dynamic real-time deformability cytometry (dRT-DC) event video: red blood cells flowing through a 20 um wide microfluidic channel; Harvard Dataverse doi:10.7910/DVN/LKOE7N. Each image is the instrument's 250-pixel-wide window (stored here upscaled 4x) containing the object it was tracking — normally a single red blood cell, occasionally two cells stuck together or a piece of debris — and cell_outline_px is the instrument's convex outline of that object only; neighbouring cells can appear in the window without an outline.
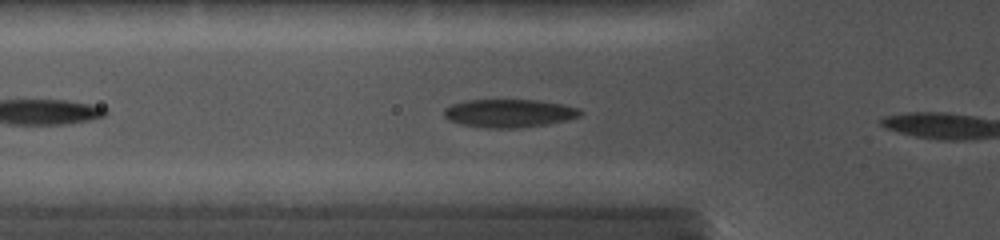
{"species": "common noctule bat (a hibernating species)", "species_latin": "Nyctalus noctula", "temperature_condition": "cold", "stored_images_in_passage": 7, "camera_frame_rate_fps": 5000, "um_per_image_px": 0.085, "animal": {"sex": "female", "body_mass_g": 19.0, "forearm_length_mm": 56.7}, "frame": {"image": 1, "passage_image": 5, "time_ms": 1.2, "image_size_px": [1000, 240], "cell_outline_px": [[584, 112], [580, 116], [548, 124], [520, 128], [484, 128], [464, 124], [448, 120], [444, 116], [444, 108], [452, 104], [468, 100], [540, 100], [564, 104], [580, 108]], "centroid_in_image_um": [43.31, 9.62], "position_along_channel_um": 82.5, "area_um2": 22.48}}